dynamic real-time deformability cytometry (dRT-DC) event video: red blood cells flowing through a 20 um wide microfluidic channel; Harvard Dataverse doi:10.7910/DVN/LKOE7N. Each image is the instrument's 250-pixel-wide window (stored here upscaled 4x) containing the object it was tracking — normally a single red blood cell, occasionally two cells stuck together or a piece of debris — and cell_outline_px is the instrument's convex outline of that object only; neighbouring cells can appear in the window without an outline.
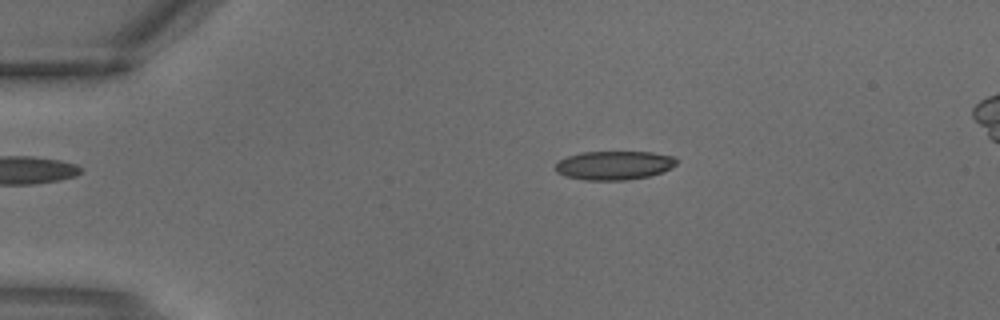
{"species": "common noctule bat (a hibernating species)", "species_latin": "Nyctalus noctula", "temperature_condition": "warm", "stored_images_in_passage": 2, "camera_frame_rate_fps": 3000, "um_per_image_px": 0.085, "animal": {"sex": "male", "body_mass_g": 18.8}, "frame": {"image": 1, "passage_image": 1, "time_ms": 0.0, "image_size_px": [1000, 320], "cell_outline_px": [[680, 160], [672, 168], [664, 172], [648, 176], [628, 180], [584, 180], [564, 176], [556, 172], [556, 164], [560, 160], [568, 156], [580, 152], [652, 152], [672, 156]], "centroid_in_image_um": [52.23, 14.06], "position_along_channel_um": 32.8, "area_um2": 20.52}}